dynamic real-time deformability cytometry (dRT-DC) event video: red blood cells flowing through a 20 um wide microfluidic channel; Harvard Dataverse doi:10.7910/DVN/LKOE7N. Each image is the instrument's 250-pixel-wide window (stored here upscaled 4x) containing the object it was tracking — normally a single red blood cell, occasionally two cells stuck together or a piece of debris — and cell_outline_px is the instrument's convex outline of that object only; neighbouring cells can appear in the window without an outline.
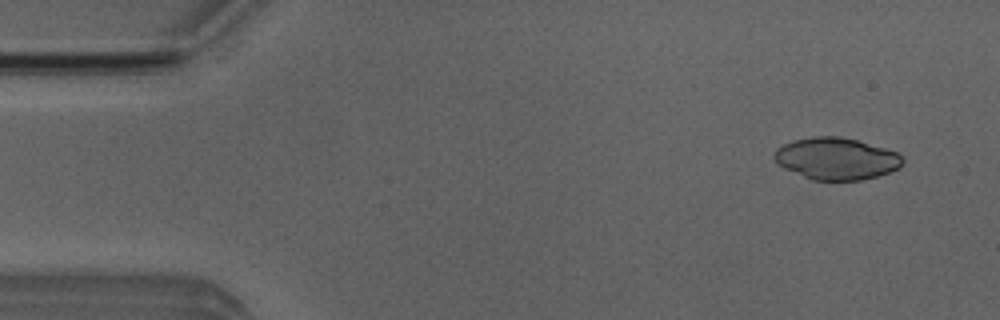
{"species": "Egyptian fruit bat (a non-hibernating species)", "species_latin": "Rousettus aegyptiacus", "temperature_condition": "room temperature", "stored_images_in_passage": 52, "camera_frame_rate_fps": 3000, "um_per_image_px": 0.085, "animal": {"sex": "male"}, "frame": {"image": 1, "passage_image": 4, "time_ms": 1.0, "image_size_px": [1000, 320], "cell_outline_px": [[904, 160], [900, 168], [876, 176], [860, 180], [812, 180], [784, 168], [776, 164], [772, 156], [776, 148], [792, 140], [812, 136], [840, 136], [856, 140], [884, 148], [896, 152]], "centroid_in_image_um": [71.03, 13.48], "position_along_channel_um": 14.0, "area_um2": 31.39}}